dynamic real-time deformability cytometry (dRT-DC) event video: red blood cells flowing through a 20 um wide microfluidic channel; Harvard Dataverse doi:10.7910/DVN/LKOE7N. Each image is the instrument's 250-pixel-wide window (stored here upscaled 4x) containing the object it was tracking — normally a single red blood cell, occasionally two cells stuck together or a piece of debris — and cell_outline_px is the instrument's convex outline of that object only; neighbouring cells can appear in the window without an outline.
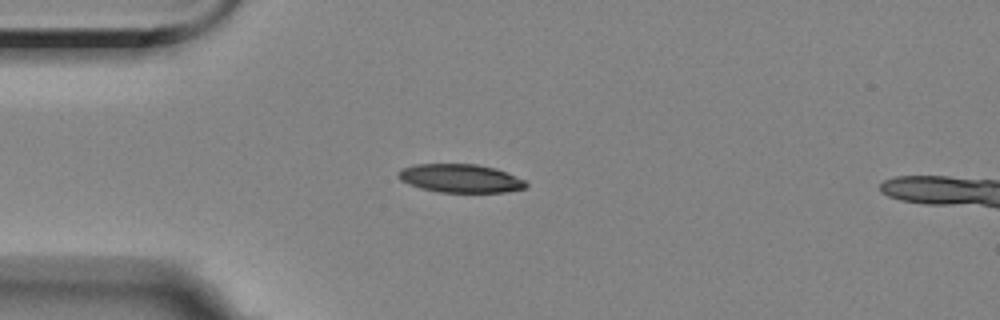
{"species": "Egyptian fruit bat (a non-hibernating species)", "species_latin": "Rousettus aegyptiacus", "temperature_condition": "room temperature", "stored_images_in_passage": 12, "camera_frame_rate_fps": 3000, "um_per_image_px": 0.085, "animal": {"sex": "female"}, "frame": {"image": 1, "passage_image": 1, "time_ms": 0.0, "image_size_px": [1000, 320], "cell_outline_px": [[528, 184], [524, 188], [504, 192], [440, 192], [420, 188], [408, 184], [400, 180], [396, 176], [396, 172], [400, 168], [416, 164], [476, 164], [496, 168], [524, 180]], "centroid_in_image_um": [39.06, 15.15], "position_along_channel_um": 45.9, "area_um2": 21.21}}
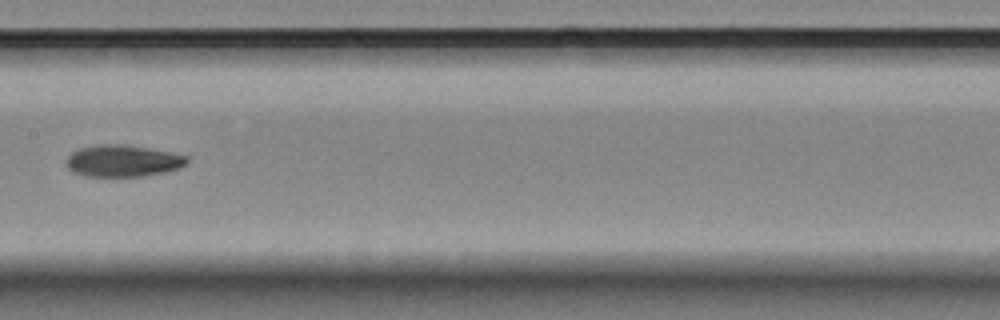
{"frame": {"image": 2, "passage_image": 5, "time_ms": 4.667, "image_size_px": [1000, 320], "cell_outline_px": [[188, 164], [180, 168], [168, 172], [144, 176], [84, 176], [72, 172], [64, 164], [64, 160], [72, 152], [80, 148], [96, 144], [120, 144], [168, 152], [188, 156]], "centroid_in_image_um": [10.41, 13.69], "position_along_channel_um": 197.0, "area_um2": 22.48}}
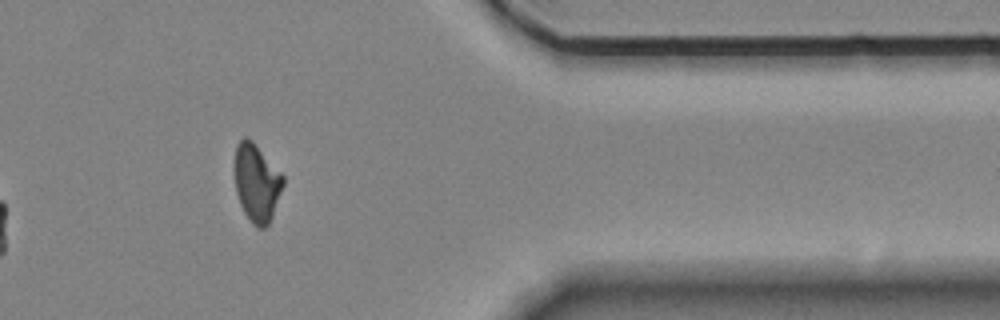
{"frame": {"image": 3, "passage_image": 10, "time_ms": 10.667, "image_size_px": [1000, 320], "cell_outline_px": [[284, 184], [272, 216], [268, 224], [264, 228], [256, 228], [252, 224], [244, 212], [240, 204], [236, 192], [232, 168], [236, 144], [244, 136], [248, 136], [252, 140], [284, 176]], "centroid_in_image_um": [21.77, 15.5], "position_along_channel_um": 389.6, "area_um2": 22.43}}